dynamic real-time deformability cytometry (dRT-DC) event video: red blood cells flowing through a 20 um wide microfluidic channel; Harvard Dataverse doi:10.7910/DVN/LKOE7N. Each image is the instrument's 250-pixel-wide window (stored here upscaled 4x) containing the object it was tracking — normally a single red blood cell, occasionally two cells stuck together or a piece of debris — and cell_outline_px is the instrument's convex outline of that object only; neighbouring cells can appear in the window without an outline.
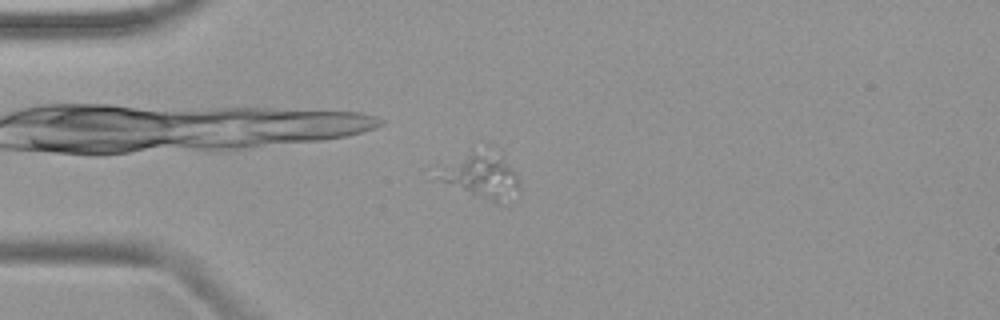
{"species": "common noctule bat (a hibernating species)", "species_latin": "Nyctalus noctula", "temperature_condition": "warm", "stored_images_in_passage": 50, "camera_frame_rate_fps": 3000, "um_per_image_px": 0.085, "animal": {"sex": "female", "body_mass_g": 19.9}, "frame": {"image": 1, "passage_image": 14, "time_ms": 4.333, "image_size_px": [1000, 320], "cell_outline_px": [[520, 192], [508, 204], [500, 204], [472, 196], [440, 180], [444, 168], [468, 156], [480, 152], [500, 160], [512, 168], [516, 172], [520, 184]], "centroid_in_image_um": [41.1, 15.16], "position_along_channel_um": 43.9, "area_um2": 19.59}}
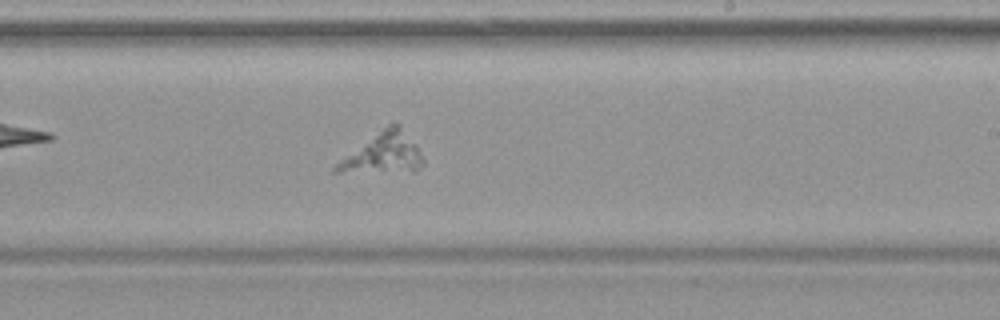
{"frame": {"image": 2, "passage_image": 31, "time_ms": 10.0, "image_size_px": [1000, 320], "cell_outline_px": [[424, 164], [416, 172], [332, 172], [332, 168], [340, 160], [392, 120], [400, 124], [416, 144], [424, 160]], "centroid_in_image_um": [32.62, 13.02], "position_along_channel_um": 256.4, "area_um2": 20.69}}
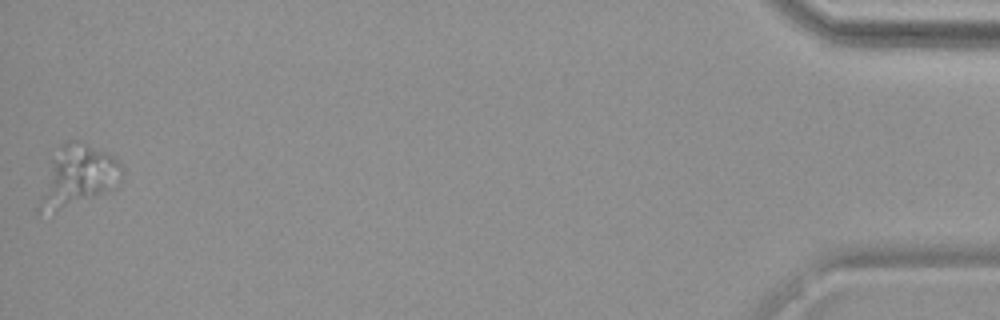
{"frame": {"image": 3, "passage_image": 50, "time_ms": 16.333, "image_size_px": [1000, 320], "cell_outline_px": [[120, 180], [112, 188], [104, 192], [92, 196], [36, 212], [36, 208], [52, 160], [64, 144], [68, 140], [76, 140], [112, 156], [120, 164]], "centroid_in_image_um": [6.62, 14.89], "position_along_channel_um": 428.6, "area_um2": 26.59}}